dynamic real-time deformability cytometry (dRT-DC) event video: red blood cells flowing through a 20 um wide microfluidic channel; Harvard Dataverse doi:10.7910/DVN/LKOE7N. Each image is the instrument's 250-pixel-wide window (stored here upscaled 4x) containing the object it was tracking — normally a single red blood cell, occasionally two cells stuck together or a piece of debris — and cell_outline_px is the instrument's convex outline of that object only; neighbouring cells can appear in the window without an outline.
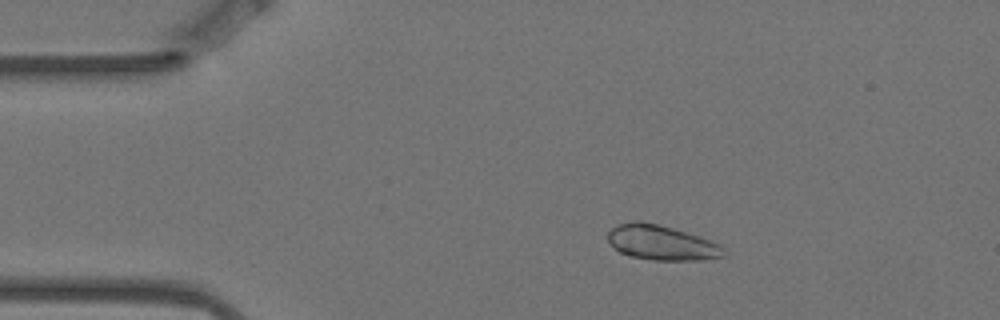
{"species": "Egyptian fruit bat (a non-hibernating species)", "species_latin": "Rousettus aegyptiacus", "temperature_condition": "warm", "stored_images_in_passage": 5, "camera_frame_rate_fps": 3000, "um_per_image_px": 0.085, "animal": {"sex": "female"}, "frame": {"image": 1, "passage_image": 3, "time_ms": 0.667, "image_size_px": [1000, 320], "cell_outline_px": [[728, 256], [704, 260], [652, 260], [632, 256], [620, 252], [608, 240], [608, 232], [612, 228], [620, 224], [632, 220], [640, 220], [672, 228], [700, 236], [720, 244], [728, 252]], "centroid_in_image_um": [56.3, 20.63], "position_along_channel_um": 28.7, "area_um2": 23.64}}
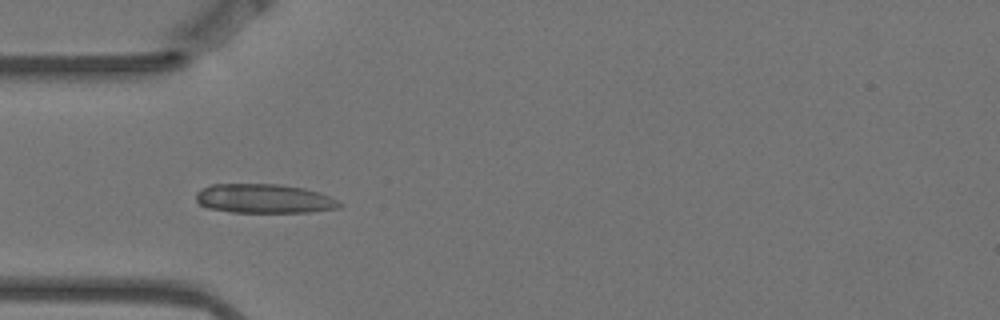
{"frame": {"image": 2, "passage_image": 5, "time_ms": 1.333, "image_size_px": [1000, 320], "cell_outline_px": [[344, 204], [340, 208], [308, 212], [232, 212], [208, 208], [200, 204], [196, 200], [196, 192], [212, 184], [280, 184], [304, 188], [320, 192], [332, 196]], "centroid_in_image_um": [22.51, 16.88], "position_along_channel_um": 62.5, "area_um2": 24.57}}